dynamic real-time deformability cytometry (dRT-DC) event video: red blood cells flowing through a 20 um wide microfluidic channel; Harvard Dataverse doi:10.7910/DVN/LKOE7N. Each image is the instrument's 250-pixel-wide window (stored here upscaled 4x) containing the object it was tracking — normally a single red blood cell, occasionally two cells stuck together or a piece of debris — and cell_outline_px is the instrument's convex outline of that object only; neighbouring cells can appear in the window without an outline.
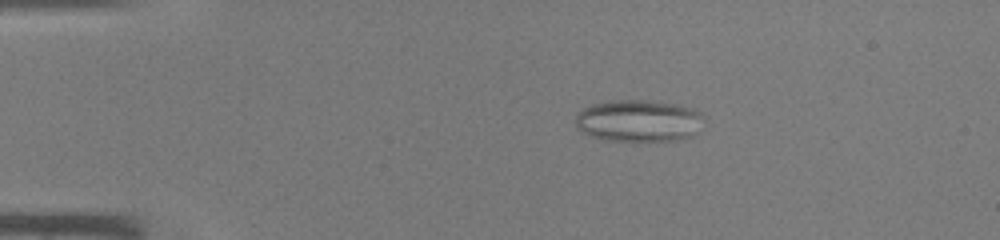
{"species": "common noctule bat (a hibernating species)", "species_latin": "Nyctalus noctula", "temperature_condition": "warm", "stored_images_in_passage": 45, "camera_frame_rate_fps": 3000, "um_per_image_px": 0.085, "animal": {"sex": "male", "body_mass_g": 19.0, "forearm_length_mm": 50.8}, "frame": {"image": 1, "passage_image": 9, "time_ms": 2.667, "image_size_px": [1000, 240], "cell_outline_px": [[704, 120], [696, 136], [680, 140], [604, 140], [588, 136], [576, 124], [576, 112], [592, 104], [612, 100], [648, 100], [676, 104], [692, 108], [700, 112], [704, 116]], "centroid_in_image_um": [54.33, 10.26], "position_along_channel_um": 30.7, "area_um2": 31.67}}
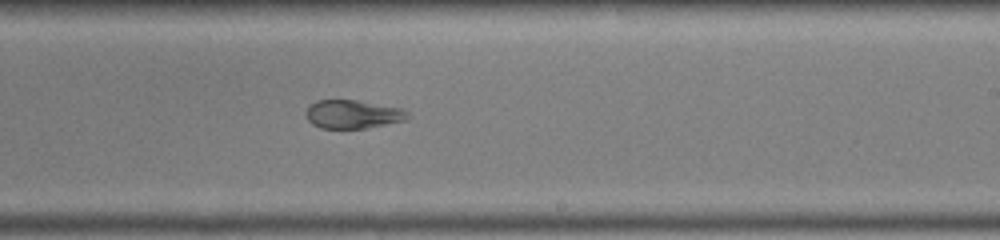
{"frame": {"image": 2, "passage_image": 28, "time_ms": 9.0, "image_size_px": [1000, 240], "cell_outline_px": [[412, 116], [408, 120], [368, 128], [320, 128], [312, 124], [308, 120], [304, 112], [308, 104], [316, 100], [356, 100], [404, 108]], "centroid_in_image_um": [30.01, 9.71], "position_along_channel_um": 259.0, "area_um2": 17.34}}
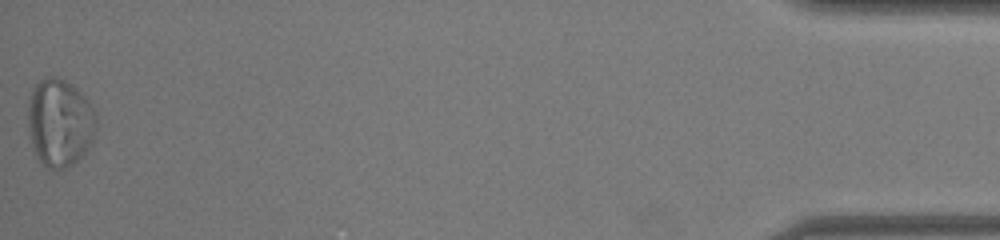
{"frame": {"image": 3, "passage_image": 45, "time_ms": 14.667, "image_size_px": [1000, 240], "cell_outline_px": [[96, 120], [92, 140], [88, 148], [72, 164], [64, 168], [48, 168], [40, 160], [32, 148], [28, 128], [28, 104], [32, 88], [44, 76], [56, 76], [72, 84], [88, 100], [96, 112]], "centroid_in_image_um": [5.06, 10.38], "position_along_channel_um": 430.1, "area_um2": 34.85}}